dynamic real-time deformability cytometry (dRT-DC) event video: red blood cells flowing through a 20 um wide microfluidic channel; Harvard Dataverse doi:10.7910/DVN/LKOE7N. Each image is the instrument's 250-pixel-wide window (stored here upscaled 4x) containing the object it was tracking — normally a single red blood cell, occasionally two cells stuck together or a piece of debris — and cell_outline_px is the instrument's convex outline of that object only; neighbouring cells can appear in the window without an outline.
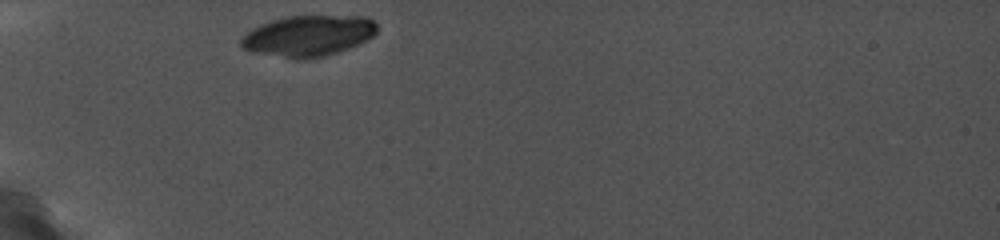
{"species": "common noctule bat (a hibernating species)", "species_latin": "Nyctalus noctula", "temperature_condition": "cold", "stored_images_in_passage": 4, "camera_frame_rate_fps": 5000, "um_per_image_px": 0.085, "animal": {"sex": "female", "body_mass_g": 19.0, "forearm_length_mm": 56.7}, "frame": {"image": 1, "passage_image": 1, "time_ms": 0.0, "image_size_px": [1000, 240], "cell_outline_px": [[376, 32], [368, 40], [360, 44], [324, 56], [288, 56], [252, 52], [240, 48], [240, 40], [252, 28], [260, 24], [272, 20], [288, 16], [364, 16], [372, 20], [376, 24]], "centroid_in_image_um": [26.21, 3.0], "position_along_channel_um": 58.8, "area_um2": 31.56}}